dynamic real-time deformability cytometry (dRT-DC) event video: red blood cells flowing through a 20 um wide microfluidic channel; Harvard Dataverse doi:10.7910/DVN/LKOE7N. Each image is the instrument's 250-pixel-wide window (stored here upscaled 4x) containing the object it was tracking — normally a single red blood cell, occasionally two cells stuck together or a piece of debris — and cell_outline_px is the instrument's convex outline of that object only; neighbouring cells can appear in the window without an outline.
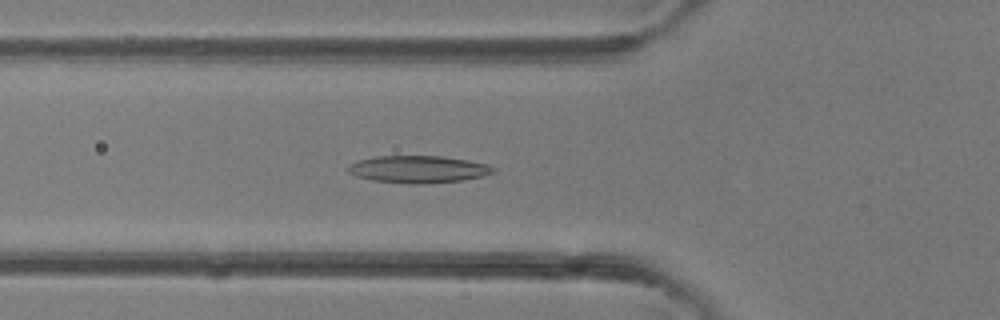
{"species": "common noctule bat (a hibernating species)", "species_latin": "Nyctalus noctula", "temperature_condition": "room temperature", "stored_images_in_passage": 41, "camera_frame_rate_fps": 3000, "um_per_image_px": 0.085, "animal": {"sex": "female"}, "frame": {"image": 1, "passage_image": 14, "time_ms": 4.333, "image_size_px": [1000, 320], "cell_outline_px": [[496, 172], [484, 176], [460, 180], [416, 184], [408, 184], [372, 180], [356, 176], [348, 172], [348, 164], [360, 160], [376, 156], [444, 156], [468, 160], [488, 164], [496, 168]], "centroid_in_image_um": [35.57, 14.38], "position_along_channel_um": 90.2, "area_um2": 23.06}}
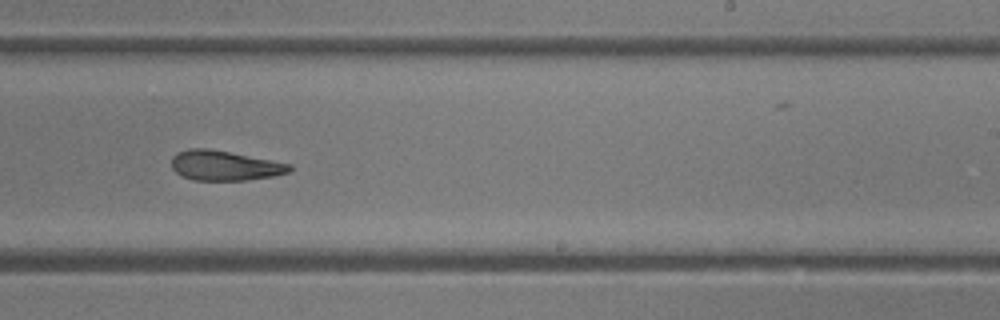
{"frame": {"image": 2, "passage_image": 25, "time_ms": 8.0, "image_size_px": [1000, 320], "cell_outline_px": [[292, 168], [288, 172], [272, 176], [244, 180], [192, 180], [180, 176], [172, 168], [172, 156], [176, 152], [188, 148], [208, 148], [292, 164]], "centroid_in_image_um": [19.04, 14.07], "position_along_channel_um": 270.0, "area_um2": 20.52}}
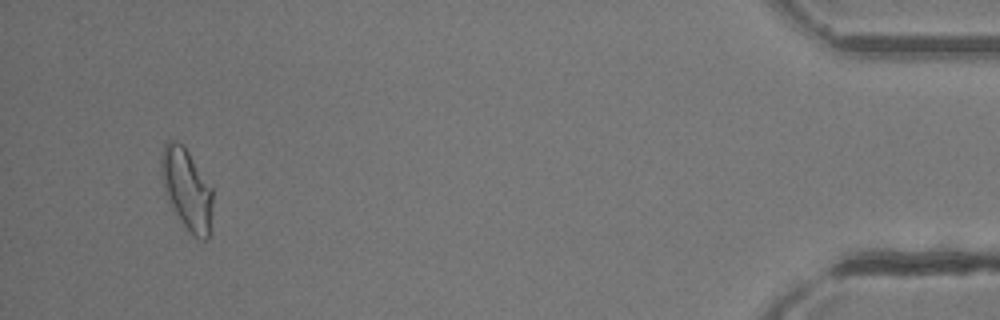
{"frame": {"image": 3, "passage_image": 39, "time_ms": 12.667, "image_size_px": [1000, 320], "cell_outline_px": [[212, 212], [208, 240], [200, 240], [192, 236], [188, 232], [168, 200], [160, 168], [160, 160], [164, 144], [168, 140], [172, 140], [184, 144], [212, 188]], "centroid_in_image_um": [15.89, 16.08], "position_along_channel_um": 419.3, "area_um2": 24.33}}